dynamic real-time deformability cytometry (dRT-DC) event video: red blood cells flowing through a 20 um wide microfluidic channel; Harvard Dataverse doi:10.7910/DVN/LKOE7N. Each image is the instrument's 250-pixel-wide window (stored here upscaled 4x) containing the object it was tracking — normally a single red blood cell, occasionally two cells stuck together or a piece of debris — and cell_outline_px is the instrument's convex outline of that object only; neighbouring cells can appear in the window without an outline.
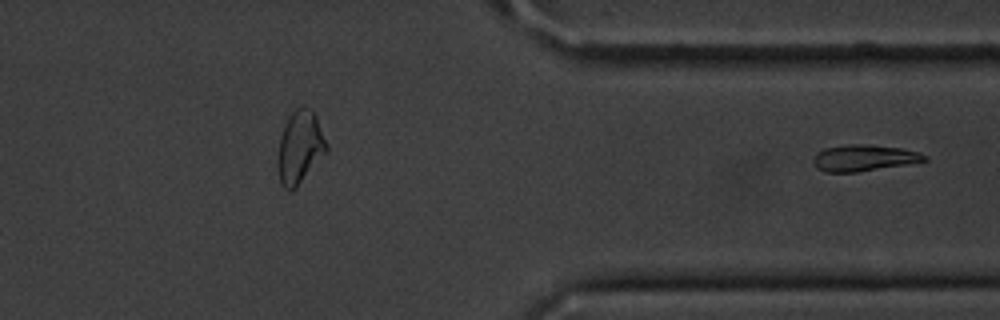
{"species": "common noctule bat (a hibernating species)", "species_latin": "Nyctalus noctula", "temperature_condition": "cold", "stored_images_in_passage": 30, "segment_of_instrument_passage": [2, 2], "camera_frame_rate_fps": 3000, "um_per_image_px": 0.085, "animal": {"sex": "male", "body_mass_g": 20.1, "forearm_length_mm": 53.5}, "frame": {"image": 1, "passage_image": 30, "time_ms": 9.667, "image_size_px": [1000, 320], "cell_outline_px": [[928, 160], [908, 164], [856, 172], [824, 172], [816, 168], [812, 160], [816, 152], [824, 148], [848, 144], [864, 144], [900, 148], [916, 152], [928, 156]], "centroid_in_image_um": [73.38, 13.43], "position_along_channel_um": 338.0, "area_um2": 17.05}}